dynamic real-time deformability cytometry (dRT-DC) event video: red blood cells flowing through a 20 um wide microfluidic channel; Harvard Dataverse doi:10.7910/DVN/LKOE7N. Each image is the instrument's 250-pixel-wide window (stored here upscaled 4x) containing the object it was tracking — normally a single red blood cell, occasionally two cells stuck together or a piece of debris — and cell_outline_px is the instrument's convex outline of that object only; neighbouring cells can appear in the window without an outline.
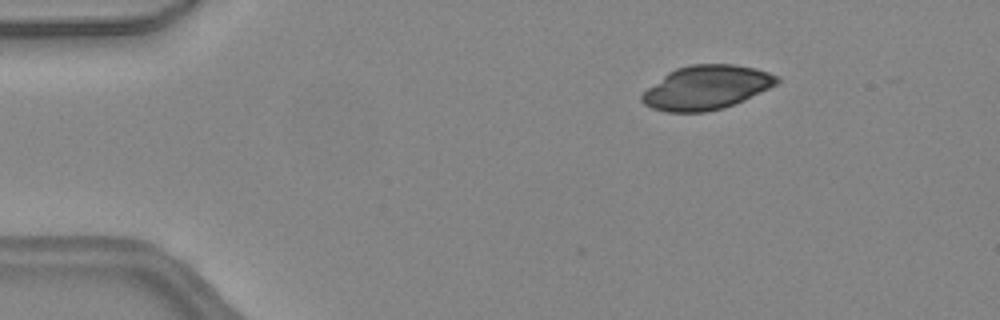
{"species": "common noctule bat (a hibernating species)", "species_latin": "Nyctalus noctula", "temperature_condition": "warm", "stored_images_in_passage": 39, "camera_frame_rate_fps": 3000, "um_per_image_px": 0.085, "animal": {"sex": "female", "body_mass_g": 24.6, "forearm_length_mm": 56.2}, "frame": {"image": 1, "passage_image": 1, "time_ms": 0.0, "image_size_px": [1000, 320], "cell_outline_px": [[780, 80], [776, 84], [744, 100], [724, 108], [704, 112], [668, 112], [652, 108], [644, 104], [640, 100], [640, 96], [648, 88], [668, 72], [676, 68], [692, 64], [736, 64], [756, 68], [780, 76]], "centroid_in_image_um": [60.05, 7.43], "position_along_channel_um": 24.9, "area_um2": 34.56}}